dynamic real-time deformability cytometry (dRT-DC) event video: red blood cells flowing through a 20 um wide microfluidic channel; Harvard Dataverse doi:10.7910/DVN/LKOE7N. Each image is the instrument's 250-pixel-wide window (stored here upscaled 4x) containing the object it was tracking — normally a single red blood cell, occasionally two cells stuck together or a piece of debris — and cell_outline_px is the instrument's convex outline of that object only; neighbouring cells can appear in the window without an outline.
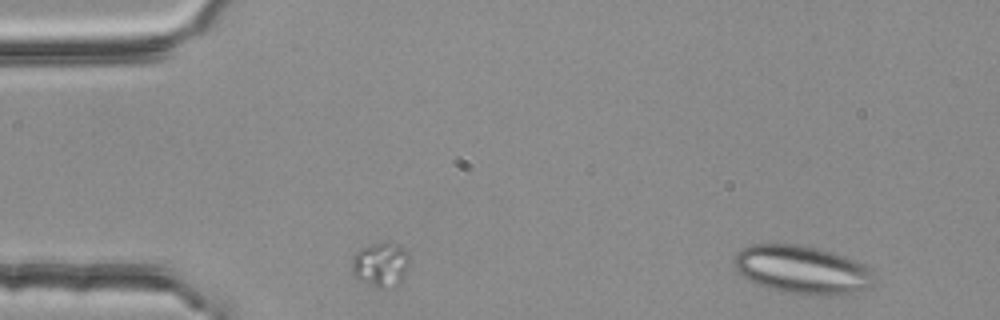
{"species": "common noctule bat (a hibernating species)", "species_latin": "Nyctalus noctula", "temperature_condition": "room temperature", "stored_images_in_passage": 5, "camera_frame_rate_fps": 3000, "um_per_image_px": 0.085, "animal": {"sex": "female", "body_mass_g": 25.1}, "frame": {"image": 1, "passage_image": 1, "time_ms": 0.0, "image_size_px": [1000, 320], "cell_outline_px": [[872, 284], [868, 288], [840, 296], [816, 296], [784, 292], [768, 288], [756, 284], [748, 280], [732, 264], [732, 260], [736, 252], [740, 248], [752, 244], [796, 244], [816, 248], [832, 252], [844, 256], [868, 268], [872, 272]], "centroid_in_image_um": [68.12, 22.94], "position_along_channel_um": 16.9, "area_um2": 39.48}}